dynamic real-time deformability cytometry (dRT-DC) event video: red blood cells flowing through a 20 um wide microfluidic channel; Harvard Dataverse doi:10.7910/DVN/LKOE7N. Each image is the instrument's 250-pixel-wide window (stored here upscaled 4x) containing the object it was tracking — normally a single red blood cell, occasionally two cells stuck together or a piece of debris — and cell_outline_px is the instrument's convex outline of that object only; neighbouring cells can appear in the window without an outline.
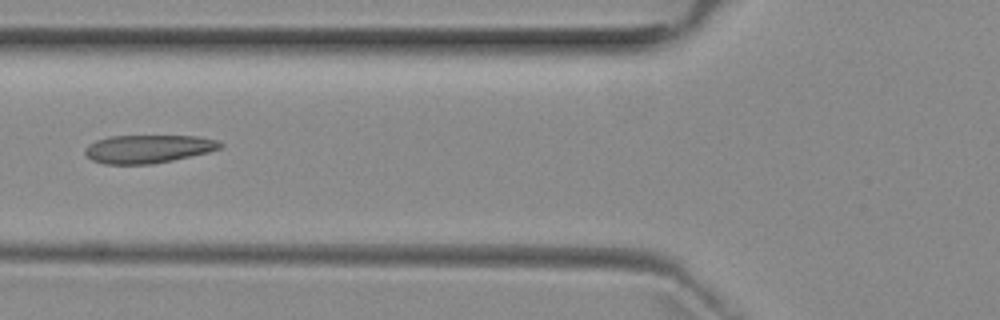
{"species": "common noctule bat (a hibernating species)", "species_latin": "Nyctalus noctula", "temperature_condition": "room temperature", "stored_images_in_passage": 7, "camera_frame_rate_fps": 3000, "um_per_image_px": 0.085, "animal": {"sex": "female", "body_mass_g": 29.2, "forearm_length_mm": 56.3}, "frame": {"image": 1, "passage_image": 6, "time_ms": 6.0, "image_size_px": [1000, 320], "cell_outline_px": [[224, 144], [220, 148], [208, 152], [172, 160], [152, 164], [104, 164], [92, 160], [84, 152], [84, 148], [88, 144], [96, 140], [108, 136], [200, 136], [220, 140]], "centroid_in_image_um": [12.59, 12.65], "position_along_channel_um": 113.2, "area_um2": 22.31}}
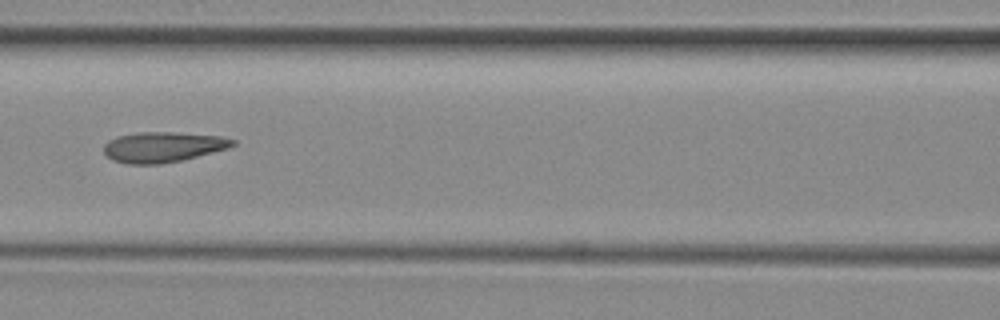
{"frame": {"image": 2, "passage_image": 7, "time_ms": 7.0, "image_size_px": [1000, 320], "cell_outline_px": [[236, 144], [228, 148], [180, 160], [160, 164], [128, 164], [112, 160], [104, 152], [104, 144], [108, 140], [116, 136], [136, 132], [172, 132], [220, 136], [236, 140]], "centroid_in_image_um": [13.81, 12.49], "position_along_channel_um": 152.8, "area_um2": 22.72}}